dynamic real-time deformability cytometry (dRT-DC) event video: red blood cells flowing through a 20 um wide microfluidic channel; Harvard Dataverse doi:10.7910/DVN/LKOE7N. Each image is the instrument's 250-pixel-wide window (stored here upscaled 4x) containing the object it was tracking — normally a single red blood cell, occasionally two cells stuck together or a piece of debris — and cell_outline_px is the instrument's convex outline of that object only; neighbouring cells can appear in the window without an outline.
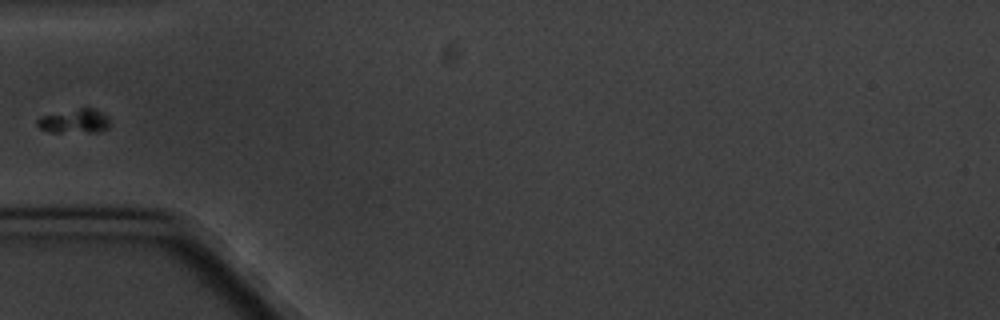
{"species": "common noctule bat (a hibernating species)", "species_latin": "Nyctalus noctula", "temperature_condition": "cold", "stored_images_in_passage": 5, "camera_frame_rate_fps": 3000, "um_per_image_px": 0.085, "animal": {"sex": "male", "body_mass_g": 20.1, "forearm_length_mm": 53.5}, "frame": {"image": 1, "passage_image": 5, "time_ms": 4.667, "image_size_px": [1000, 320], "cell_outline_px": [[108, 128], [100, 132], [48, 132], [40, 128], [36, 124], [36, 120], [40, 116], [80, 108], [92, 108], [108, 116]], "centroid_in_image_um": [6.31, 10.31], "position_along_channel_um": 78.7, "area_um2": 10.17}}